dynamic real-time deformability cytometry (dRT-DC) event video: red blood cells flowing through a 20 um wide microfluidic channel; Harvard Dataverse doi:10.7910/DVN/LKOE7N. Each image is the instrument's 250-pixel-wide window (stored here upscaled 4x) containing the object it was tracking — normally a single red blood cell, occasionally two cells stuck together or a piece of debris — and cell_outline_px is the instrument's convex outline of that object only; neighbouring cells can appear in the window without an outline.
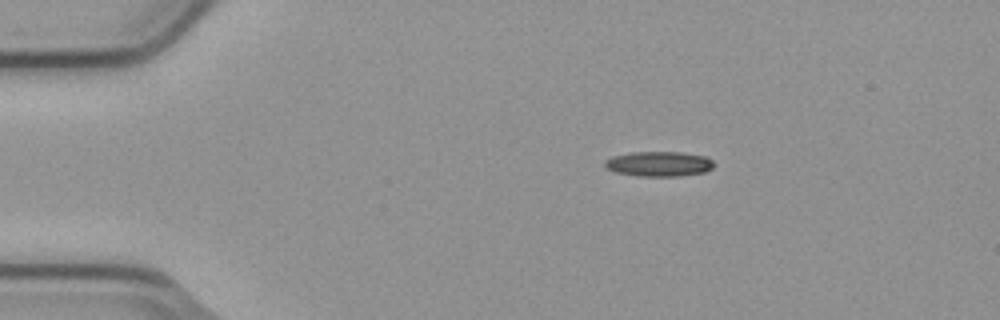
{"species": "common noctule bat (a hibernating species)", "species_latin": "Nyctalus noctula", "temperature_condition": "cold", "stored_images_in_passage": 6, "camera_frame_rate_fps": 3000, "um_per_image_px": 0.085, "animal": {"sex": "male", "body_mass_g": 23.1, "forearm_length_mm": 52.7}, "frame": {"image": 1, "passage_image": 1, "time_ms": 0.0, "image_size_px": [1000, 320], "cell_outline_px": [[712, 168], [704, 172], [680, 176], [636, 176], [616, 172], [604, 168], [604, 160], [612, 156], [632, 152], [684, 152], [704, 156], [712, 160]], "centroid_in_image_um": [55.96, 13.93], "position_along_channel_um": 29.0, "area_um2": 15.95}}
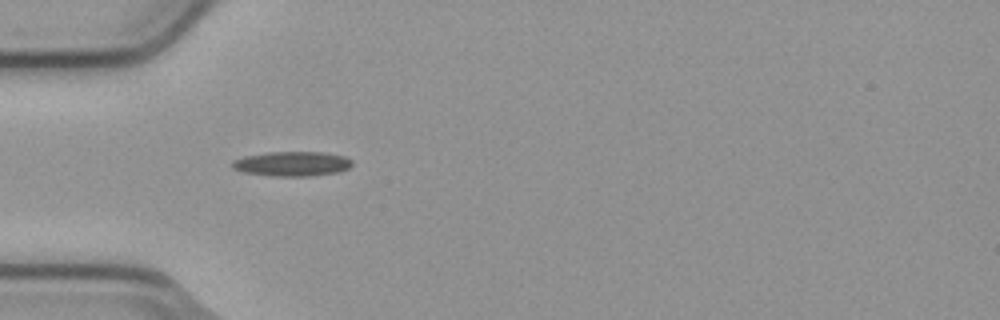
{"frame": {"image": 2, "passage_image": 3, "time_ms": 0.667, "image_size_px": [1000, 320], "cell_outline_px": [[352, 164], [348, 168], [340, 172], [308, 176], [276, 176], [244, 172], [232, 168], [232, 160], [244, 156], [268, 152], [324, 152], [344, 156], [352, 160]], "centroid_in_image_um": [24.84, 13.91], "position_along_channel_um": 60.2, "area_um2": 17.22}}
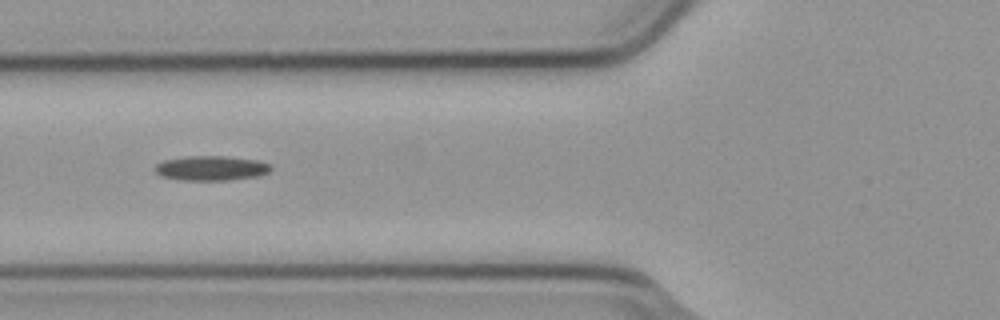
{"frame": {"image": 3, "passage_image": 4, "time_ms": 1.0, "image_size_px": [1000, 320], "cell_outline_px": [[272, 168], [268, 172], [260, 176], [228, 180], [180, 180], [160, 176], [156, 172], [156, 164], [164, 160], [184, 156], [224, 156], [260, 160], [272, 164]], "centroid_in_image_um": [17.99, 14.29], "position_along_channel_um": 107.8, "area_um2": 16.88}}